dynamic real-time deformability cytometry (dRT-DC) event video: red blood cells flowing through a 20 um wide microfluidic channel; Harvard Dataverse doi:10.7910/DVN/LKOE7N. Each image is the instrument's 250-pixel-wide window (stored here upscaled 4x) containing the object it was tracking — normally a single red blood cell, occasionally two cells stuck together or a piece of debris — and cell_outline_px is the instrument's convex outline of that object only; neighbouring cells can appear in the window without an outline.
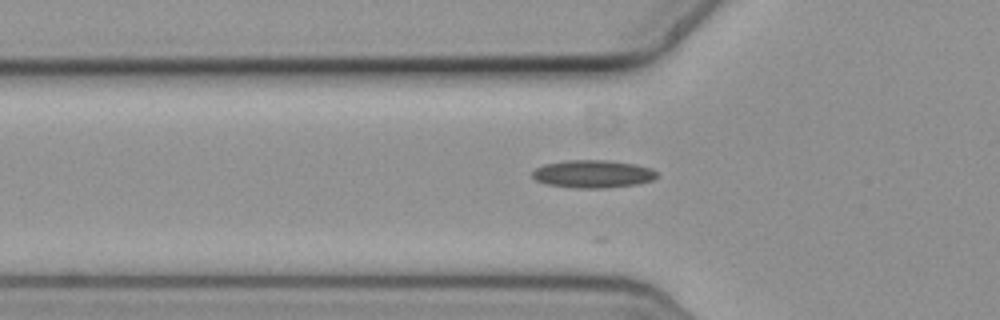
{"species": "common noctule bat (a hibernating species)", "species_latin": "Nyctalus noctula", "temperature_condition": "cold", "stored_images_in_passage": 15, "camera_frame_rate_fps": 3000, "um_per_image_px": 0.085, "animal": {"sex": "female", "body_mass_g": 19.3, "forearm_length_mm": 54.1}, "frame": {"image": 1, "passage_image": 8, "time_ms": 2.333, "image_size_px": [1000, 320], "cell_outline_px": [[656, 176], [652, 180], [636, 184], [600, 188], [576, 188], [548, 184], [536, 180], [532, 176], [532, 172], [536, 168], [544, 164], [564, 160], [608, 160], [632, 164], [652, 168], [656, 172]], "centroid_in_image_um": [50.36, 14.77], "position_along_channel_um": 75.4, "area_um2": 19.94}}
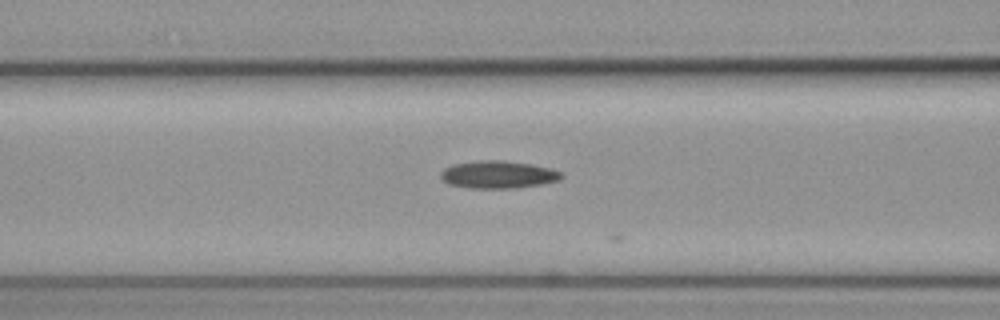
{"frame": {"image": 2, "passage_image": 12, "time_ms": 3.667, "image_size_px": [1000, 320], "cell_outline_px": [[564, 176], [560, 180], [544, 184], [516, 188], [468, 188], [448, 184], [440, 176], [440, 172], [444, 168], [452, 164], [480, 160], [504, 160], [532, 164], [552, 168], [560, 172]], "centroid_in_image_um": [42.36, 14.84], "position_along_channel_um": 124.2, "area_um2": 19.65}}